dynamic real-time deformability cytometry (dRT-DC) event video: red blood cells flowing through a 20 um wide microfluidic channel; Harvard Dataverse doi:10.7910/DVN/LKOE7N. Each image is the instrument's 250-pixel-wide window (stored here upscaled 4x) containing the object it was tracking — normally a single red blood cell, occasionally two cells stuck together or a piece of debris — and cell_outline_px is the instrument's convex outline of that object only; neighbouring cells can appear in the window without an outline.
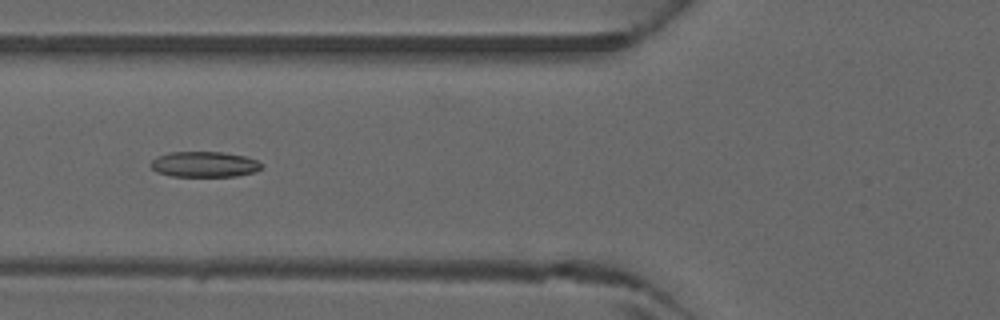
{"species": "common noctule bat (a hibernating species)", "species_latin": "Nyctalus noctula", "temperature_condition": "warm", "stored_images_in_passage": 45, "camera_frame_rate_fps": 3000, "um_per_image_px": 0.085, "animal": {"sex": "male", "forearm_length_mm": 52.5}, "frame": {"image": 1, "passage_image": 17, "time_ms": 5.333, "image_size_px": [1000, 320], "cell_outline_px": [[264, 164], [256, 172], [236, 176], [172, 176], [156, 172], [148, 164], [156, 156], [168, 152], [220, 152], [244, 156], [256, 160]], "centroid_in_image_um": [17.34, 13.97], "position_along_channel_um": 108.5, "area_um2": 16.59}}
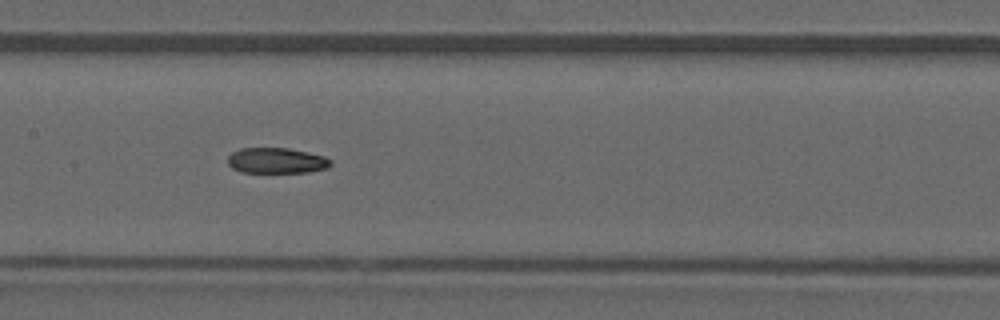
{"frame": {"image": 2, "passage_image": 22, "time_ms": 7.0, "image_size_px": [1000, 320], "cell_outline_px": [[332, 164], [328, 168], [308, 172], [240, 172], [232, 168], [228, 164], [228, 156], [232, 152], [240, 148], [288, 148], [308, 152], [324, 156], [332, 160]], "centroid_in_image_um": [23.51, 13.65], "position_along_channel_um": 183.9, "area_um2": 15.43}}
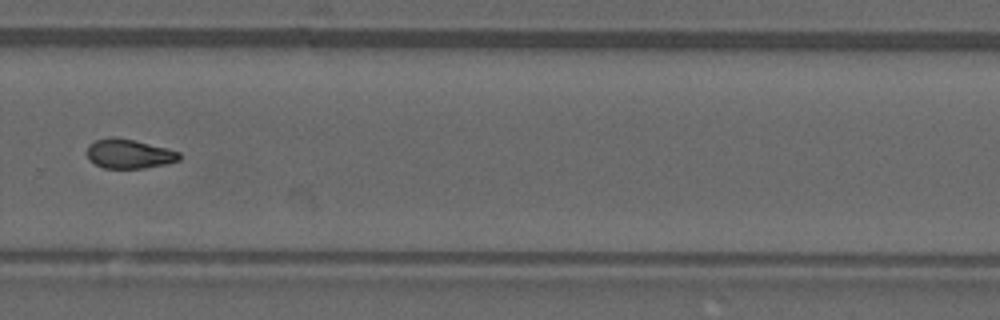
{"frame": {"image": 3, "passage_image": 31, "time_ms": 10.0, "image_size_px": [1000, 320], "cell_outline_px": [[180, 160], [164, 164], [144, 168], [104, 168], [88, 160], [88, 144], [96, 140], [112, 136], [132, 140], [168, 148], [180, 152]], "centroid_in_image_um": [10.96, 13.07], "position_along_channel_um": 318.8, "area_um2": 15.66}}